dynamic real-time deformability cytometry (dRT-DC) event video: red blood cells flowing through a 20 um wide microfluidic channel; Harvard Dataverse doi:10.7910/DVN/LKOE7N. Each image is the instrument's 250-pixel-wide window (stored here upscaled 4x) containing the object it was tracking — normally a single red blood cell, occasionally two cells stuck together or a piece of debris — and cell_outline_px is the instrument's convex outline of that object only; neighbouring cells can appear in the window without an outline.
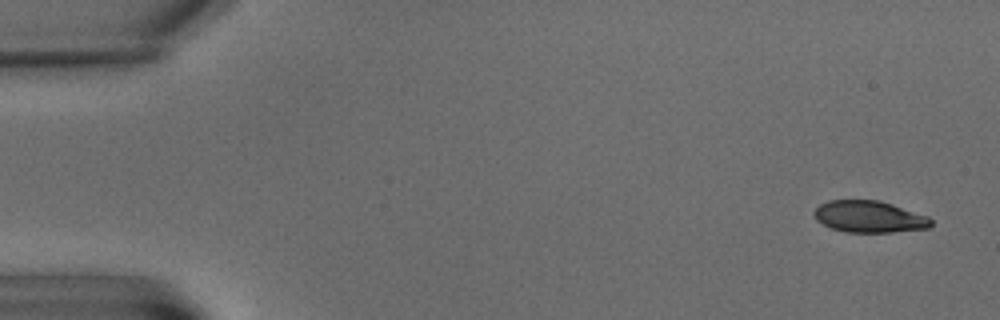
{"species": "common noctule bat (a hibernating species)", "species_latin": "Nyctalus noctula", "temperature_condition": "warm", "stored_images_in_passage": 7, "camera_frame_rate_fps": 3000, "um_per_image_px": 0.085, "animal": {"sex": "male", "body_mass_g": 15.6}, "frame": {"image": 1, "passage_image": 1, "time_ms": 0.0, "image_size_px": [1000, 320], "cell_outline_px": [[932, 224], [928, 228], [892, 232], [844, 232], [832, 228], [816, 220], [812, 212], [820, 204], [828, 200], [880, 200], [928, 216], [932, 220]], "centroid_in_image_um": [73.87, 18.41], "position_along_channel_um": 11.1, "area_um2": 21.62}}